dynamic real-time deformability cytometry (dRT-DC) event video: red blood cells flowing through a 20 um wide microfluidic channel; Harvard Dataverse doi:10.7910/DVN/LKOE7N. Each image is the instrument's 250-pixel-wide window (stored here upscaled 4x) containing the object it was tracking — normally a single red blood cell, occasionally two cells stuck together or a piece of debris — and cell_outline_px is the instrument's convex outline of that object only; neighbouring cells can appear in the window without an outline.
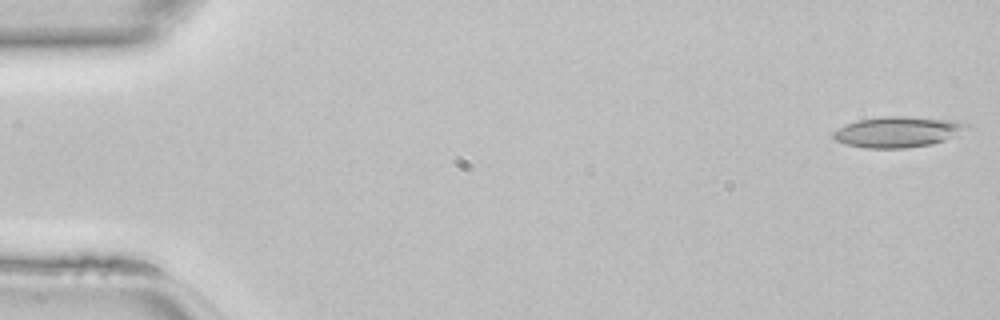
{"species": "common noctule bat (a hibernating species)", "species_latin": "Nyctalus noctula", "temperature_condition": "room temperature", "stored_images_in_passage": 46, "camera_frame_rate_fps": 3000, "um_per_image_px": 0.085, "animal": {"sex": "female", "body_mass_g": 22.7, "forearm_length_mm": 54.2}, "frame": {"image": 1, "passage_image": 1, "time_ms": 0.0, "image_size_px": [1000, 320], "cell_outline_px": [[968, 128], [944, 140], [932, 144], [908, 148], [864, 148], [844, 144], [836, 140], [832, 136], [832, 132], [856, 120], [880, 116], [908, 116], [956, 120], [968, 124]], "centroid_in_image_um": [76.28, 11.2], "position_along_channel_um": 8.7, "area_um2": 23.93}}
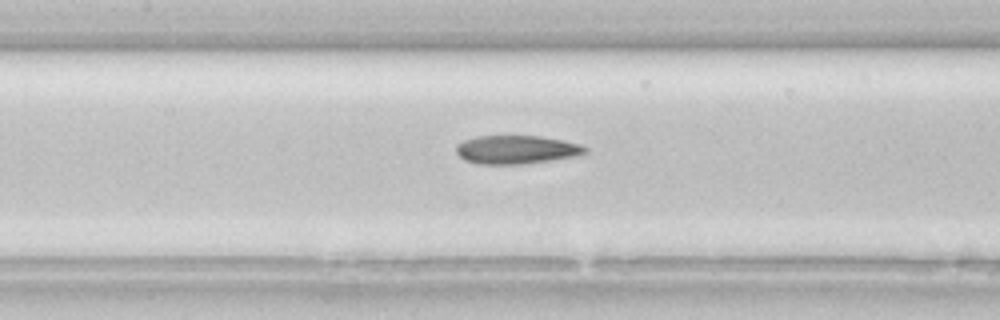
{"frame": {"image": 2, "passage_image": 21, "time_ms": 6.667, "image_size_px": [1000, 320], "cell_outline_px": [[588, 152], [580, 156], [520, 164], [480, 164], [464, 160], [456, 152], [456, 144], [464, 140], [476, 136], [540, 136], [564, 140], [580, 144], [588, 148]], "centroid_in_image_um": [43.93, 12.71], "position_along_channel_um": 163.5, "area_um2": 21.56}}
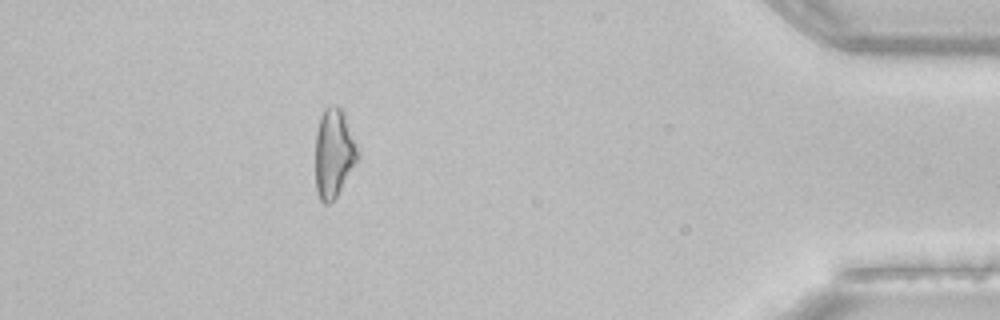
{"frame": {"image": 3, "passage_image": 41, "time_ms": 13.333, "image_size_px": [1000, 320], "cell_outline_px": [[360, 156], [336, 196], [328, 204], [324, 204], [320, 200], [316, 192], [316, 132], [320, 116], [324, 108], [336, 104], [340, 104], [344, 112], [360, 148]], "centroid_in_image_um": [28.4, 12.96], "position_along_channel_um": 406.8, "area_um2": 22.31}}